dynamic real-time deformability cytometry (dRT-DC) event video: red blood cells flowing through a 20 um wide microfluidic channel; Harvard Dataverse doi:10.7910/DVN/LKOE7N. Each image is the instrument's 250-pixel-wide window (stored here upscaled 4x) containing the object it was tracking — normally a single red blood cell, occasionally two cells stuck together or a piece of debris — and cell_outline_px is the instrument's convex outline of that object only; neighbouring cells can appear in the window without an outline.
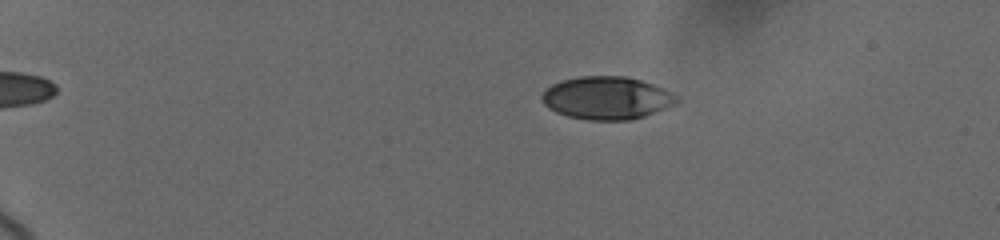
{"species": "human", "species_latin": "Homo sapiens", "temperature_condition": "cold", "stored_images_in_passage": 20, "camera_frame_rate_fps": 3000, "um_per_image_px": 0.085, "donor": {"sex": "female"}, "frame": {"image": 1, "passage_image": 6, "time_ms": 3.333, "image_size_px": [1000, 240], "cell_outline_px": [[680, 100], [676, 104], [644, 116], [632, 120], [588, 120], [568, 116], [556, 112], [548, 108], [544, 104], [540, 96], [544, 88], [560, 80], [580, 76], [624, 76], [640, 80], [652, 84], [676, 96]], "centroid_in_image_um": [51.51, 8.33], "position_along_channel_um": 33.5, "area_um2": 33.64}}
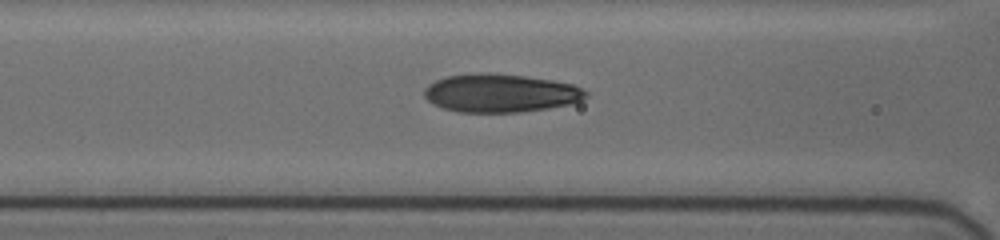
{"frame": {"image": 2, "passage_image": 14, "time_ms": 8.333, "image_size_px": [1000, 240], "cell_outline_px": [[588, 96], [572, 104], [548, 108], [520, 112], [460, 112], [444, 108], [432, 104], [424, 96], [424, 88], [428, 84], [444, 76], [476, 72], [488, 72], [524, 76], [552, 80], [572, 84], [588, 92]], "centroid_in_image_um": [42.51, 7.9], "position_along_channel_um": 124.1, "area_um2": 36.3}}
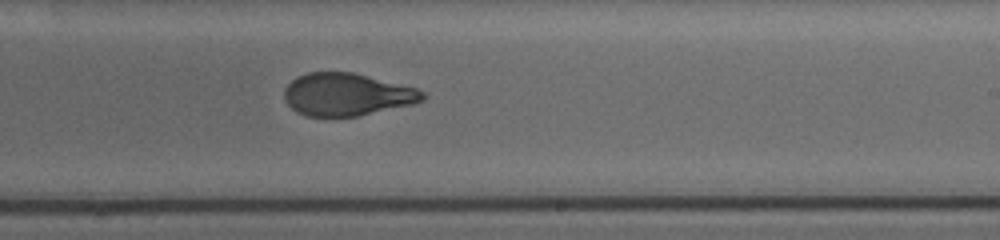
{"frame": {"image": 3, "passage_image": 20, "time_ms": 12.0, "image_size_px": [1000, 240], "cell_outline_px": [[424, 100], [416, 104], [356, 116], [304, 116], [296, 112], [284, 100], [284, 88], [296, 76], [308, 72], [352, 72], [416, 88], [424, 92]], "centroid_in_image_um": [29.46, 8.03], "position_along_channel_um": 259.5, "area_um2": 34.33}}